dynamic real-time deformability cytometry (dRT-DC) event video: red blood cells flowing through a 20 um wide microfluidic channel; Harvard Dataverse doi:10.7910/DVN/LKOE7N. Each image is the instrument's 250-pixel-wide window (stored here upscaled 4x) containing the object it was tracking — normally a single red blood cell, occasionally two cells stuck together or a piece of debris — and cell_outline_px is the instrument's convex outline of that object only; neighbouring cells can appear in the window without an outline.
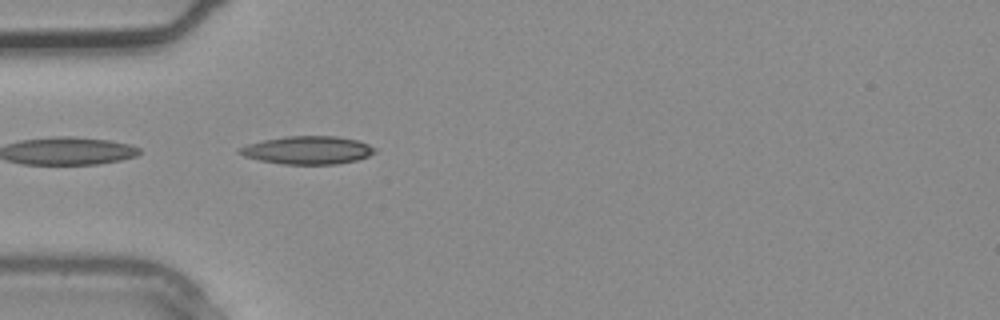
{"species": "common noctule bat (a hibernating species)", "species_latin": "Nyctalus noctula", "temperature_condition": "warm", "stored_images_in_passage": 3, "camera_frame_rate_fps": 3000, "um_per_image_px": 0.085, "animal": {"sex": "male", "body_mass_g": 20.4}, "frame": {"image": 1, "passage_image": 3, "time_ms": 0.667, "image_size_px": [1000, 320], "cell_outline_px": [[376, 152], [368, 156], [356, 160], [336, 164], [284, 164], [260, 160], [244, 156], [236, 152], [236, 148], [248, 144], [264, 140], [284, 136], [336, 136], [356, 140], [368, 144], [376, 148]], "centroid_in_image_um": [26.13, 12.76], "position_along_channel_um": 58.9, "area_um2": 22.08}}